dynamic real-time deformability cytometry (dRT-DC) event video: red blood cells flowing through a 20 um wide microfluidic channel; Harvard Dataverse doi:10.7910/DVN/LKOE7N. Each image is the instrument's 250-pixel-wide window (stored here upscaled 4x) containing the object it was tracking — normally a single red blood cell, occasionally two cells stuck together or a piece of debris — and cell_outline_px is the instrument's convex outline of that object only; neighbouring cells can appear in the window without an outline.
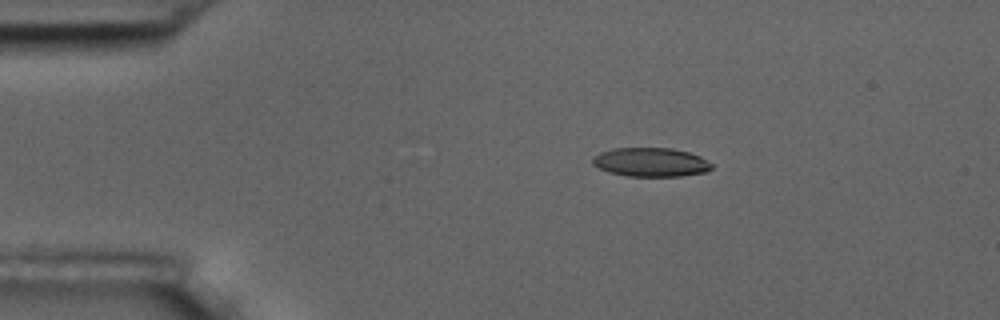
{"species": "common noctule bat (a hibernating species)", "species_latin": "Nyctalus noctula", "temperature_condition": "room temperature", "stored_images_in_passage": 8, "camera_frame_rate_fps": 3000, "um_per_image_px": 0.085, "animal": {"sex": "male", "body_mass_g": 17.5, "forearm_length_mm": 52.3}, "frame": {"image": 1, "passage_image": 1, "time_ms": 0.0, "image_size_px": [1000, 320], "cell_outline_px": [[712, 168], [704, 172], [680, 176], [628, 176], [608, 172], [592, 164], [592, 156], [600, 152], [612, 148], [672, 148], [688, 152], [700, 156], [712, 164]], "centroid_in_image_um": [55.28, 13.78], "position_along_channel_um": 29.7, "area_um2": 20.06}}
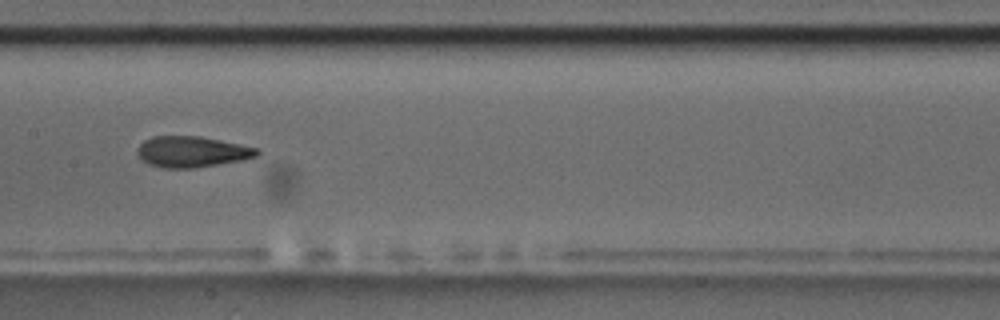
{"frame": {"image": 2, "passage_image": 6, "time_ms": 6.0, "image_size_px": [1000, 320], "cell_outline_px": [[260, 152], [256, 156], [240, 160], [192, 168], [164, 168], [148, 164], [140, 160], [136, 152], [136, 148], [144, 140], [152, 136], [200, 136], [240, 144], [256, 148]], "centroid_in_image_um": [16.23, 12.89], "position_along_channel_um": 191.2, "area_um2": 21.5}}
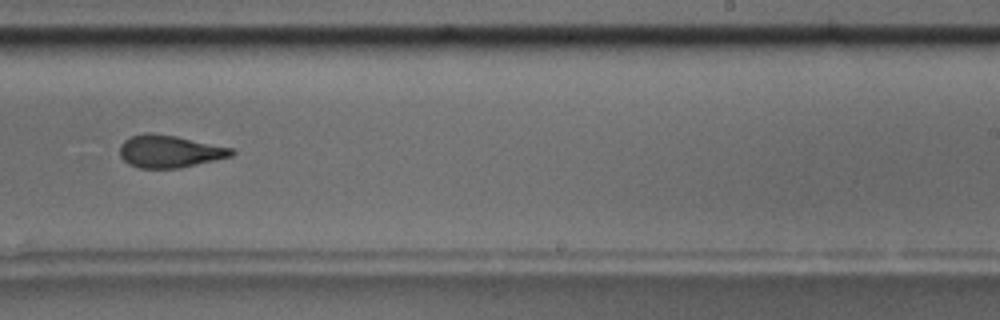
{"frame": {"image": 3, "passage_image": 8, "time_ms": 8.333, "image_size_px": [1000, 320], "cell_outline_px": [[236, 152], [232, 156], [180, 168], [140, 168], [128, 164], [120, 156], [120, 144], [124, 140], [132, 136], [144, 132], [152, 132], [176, 136], [232, 148]], "centroid_in_image_um": [14.39, 12.86], "position_along_channel_um": 274.6, "area_um2": 21.15}}